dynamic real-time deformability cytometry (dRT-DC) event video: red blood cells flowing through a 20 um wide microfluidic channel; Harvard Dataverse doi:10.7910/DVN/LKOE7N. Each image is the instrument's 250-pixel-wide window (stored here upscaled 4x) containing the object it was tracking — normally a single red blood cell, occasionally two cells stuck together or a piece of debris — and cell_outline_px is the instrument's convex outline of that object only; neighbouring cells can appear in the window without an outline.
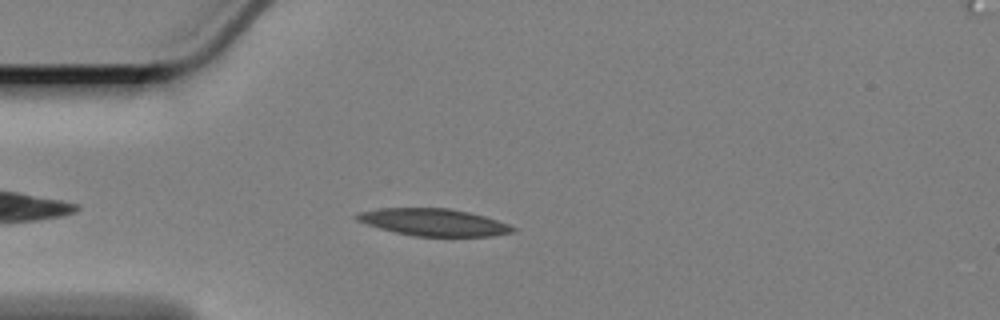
{"species": "Egyptian fruit bat (a non-hibernating species)", "species_latin": "Rousettus aegyptiacus", "temperature_condition": "cold", "stored_images_in_passage": 50, "camera_frame_rate_fps": 3000, "um_per_image_px": 0.085, "animal": {"sex": "female"}, "frame": {"image": 1, "passage_image": 6, "time_ms": 1.667, "image_size_px": [1000, 320], "cell_outline_px": [[516, 228], [512, 232], [488, 236], [412, 236], [380, 228], [356, 220], [352, 216], [360, 212], [380, 208], [448, 208], [468, 212], [484, 216], [508, 224]], "centroid_in_image_um": [36.82, 18.89], "position_along_channel_um": 48.2, "area_um2": 24.39}}
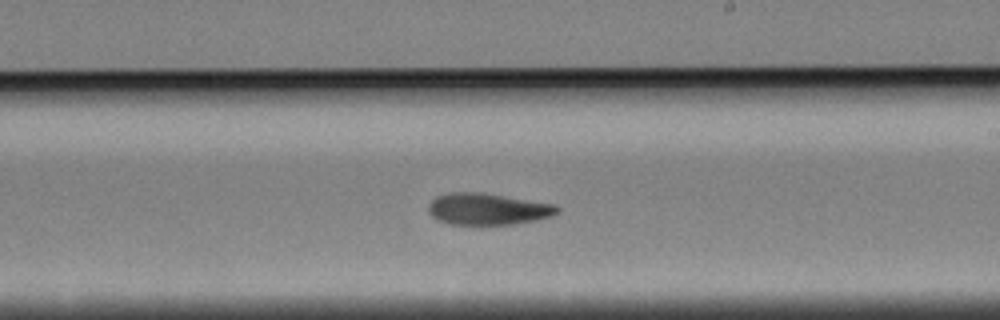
{"frame": {"image": 2, "passage_image": 25, "time_ms": 8.0, "image_size_px": [1000, 320], "cell_outline_px": [[560, 208], [552, 216], [516, 224], [448, 224], [436, 220], [428, 212], [428, 204], [436, 196], [452, 192], [472, 192], [556, 204]], "centroid_in_image_um": [41.4, 17.78], "position_along_channel_um": 247.6, "area_um2": 23.41}}
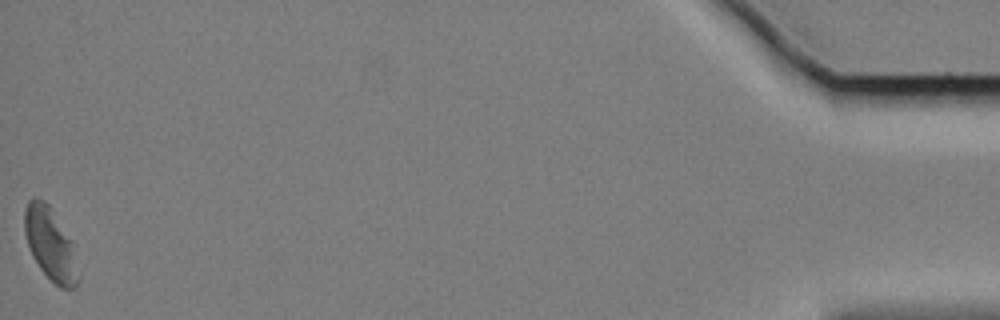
{"frame": {"image": 3, "passage_image": 50, "time_ms": 16.333, "image_size_px": [1000, 320], "cell_outline_px": [[80, 280], [76, 288], [60, 288], [40, 268], [32, 256], [24, 232], [24, 212], [28, 200], [36, 196], [44, 200], [48, 204], [72, 240], [80, 272]], "centroid_in_image_um": [4.31, 20.76], "position_along_channel_um": 430.9, "area_um2": 22.95}, "authors_computed_cell_mechanics": {"area_um2": 24.1893, "velocity_mm_per_s": 3.3386, "shape_relaxation_time_tau1_ms": 7.6064, "shape_relaxation_time_tau2_ms": 10.771, "deformation_change_tau1": 0.1607, "deformation_change_tau2": 0.1824}}